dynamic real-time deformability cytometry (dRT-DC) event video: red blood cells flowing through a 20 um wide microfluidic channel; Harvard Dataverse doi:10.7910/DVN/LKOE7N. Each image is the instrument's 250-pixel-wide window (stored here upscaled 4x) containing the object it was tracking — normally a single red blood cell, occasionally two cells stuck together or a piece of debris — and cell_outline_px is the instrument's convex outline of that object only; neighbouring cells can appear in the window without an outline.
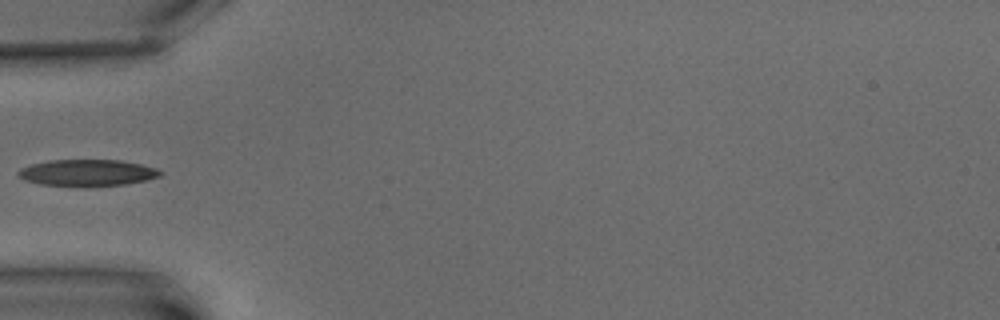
{"species": "common noctule bat (a hibernating species)", "species_latin": "Nyctalus noctula", "temperature_condition": "warm", "stored_images_in_passage": 6, "camera_frame_rate_fps": 3000, "um_per_image_px": 0.085, "animal": {"sex": "male", "body_mass_g": 15.6}, "frame": {"image": 1, "passage_image": 1, "time_ms": 0.0, "image_size_px": [1000, 320], "cell_outline_px": [[164, 172], [160, 176], [144, 180], [124, 184], [88, 188], [84, 188], [40, 184], [24, 180], [16, 176], [16, 172], [20, 168], [32, 164], [48, 160], [120, 160], [140, 164], [156, 168]], "centroid_in_image_um": [7.36, 14.71], "position_along_channel_um": 77.6, "area_um2": 22.48}}
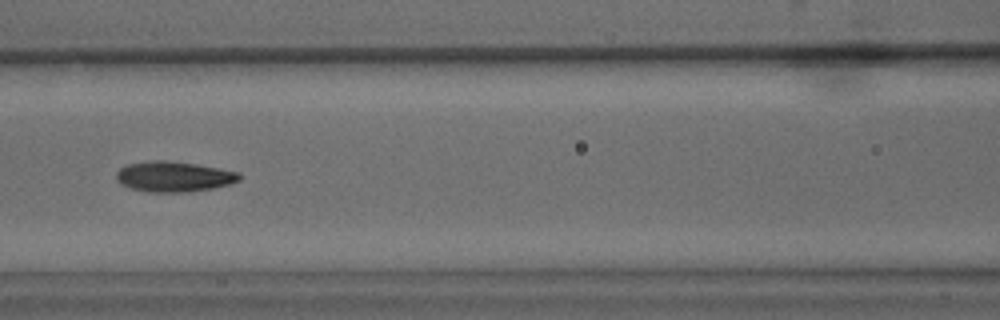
{"frame": {"image": 2, "passage_image": 3, "time_ms": 2.333, "image_size_px": [1000, 320], "cell_outline_px": [[240, 180], [232, 184], [212, 188], [184, 192], [148, 192], [128, 188], [120, 184], [116, 180], [116, 172], [120, 168], [128, 164], [152, 160], [164, 160], [196, 164], [240, 172]], "centroid_in_image_um": [14.75, 15.01], "position_along_channel_um": 151.8, "area_um2": 21.91}}
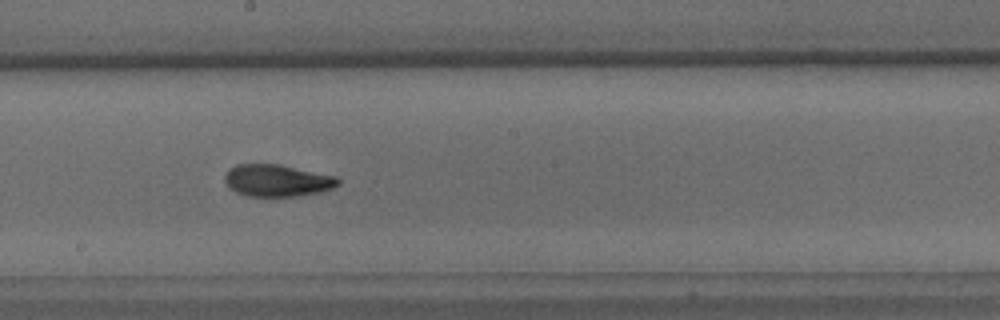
{"frame": {"image": 3, "passage_image": 5, "time_ms": 4.667, "image_size_px": [1000, 320], "cell_outline_px": [[340, 184], [332, 188], [320, 192], [296, 196], [248, 196], [236, 192], [228, 188], [224, 180], [224, 176], [228, 168], [236, 164], [280, 164], [336, 176], [340, 180]], "centroid_in_image_um": [23.53, 15.33], "position_along_channel_um": 224.7, "area_um2": 21.33}}